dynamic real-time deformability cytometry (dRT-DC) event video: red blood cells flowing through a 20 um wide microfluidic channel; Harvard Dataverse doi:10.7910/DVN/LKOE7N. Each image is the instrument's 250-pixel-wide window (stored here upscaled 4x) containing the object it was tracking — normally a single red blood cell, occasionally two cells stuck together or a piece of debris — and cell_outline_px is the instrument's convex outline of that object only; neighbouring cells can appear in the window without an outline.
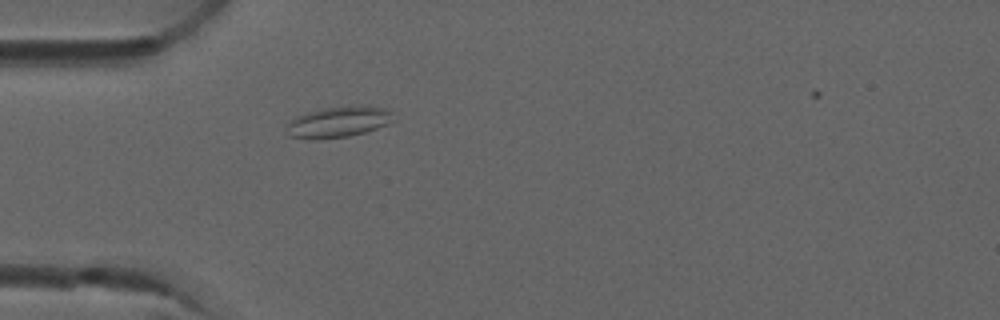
{"species": "common noctule bat (a hibernating species)", "species_latin": "Nyctalus noctula", "temperature_condition": "room temperature", "stored_images_in_passage": 1, "camera_frame_rate_fps": 3000, "um_per_image_px": 0.085, "animal": {"sex": "male", "forearm_length_mm": 52.5}, "frame": {"image": 1, "passage_image": 1, "time_ms": 0.0, "image_size_px": [1000, 320], "cell_outline_px": [[392, 120], [388, 124], [364, 132], [348, 136], [316, 140], [308, 140], [288, 136], [288, 124], [296, 116], [308, 112], [324, 108], [364, 104], [368, 104], [384, 108], [392, 112]], "centroid_in_image_um": [28.77, 10.36], "position_along_channel_um": 56.2, "area_um2": 19.36}}